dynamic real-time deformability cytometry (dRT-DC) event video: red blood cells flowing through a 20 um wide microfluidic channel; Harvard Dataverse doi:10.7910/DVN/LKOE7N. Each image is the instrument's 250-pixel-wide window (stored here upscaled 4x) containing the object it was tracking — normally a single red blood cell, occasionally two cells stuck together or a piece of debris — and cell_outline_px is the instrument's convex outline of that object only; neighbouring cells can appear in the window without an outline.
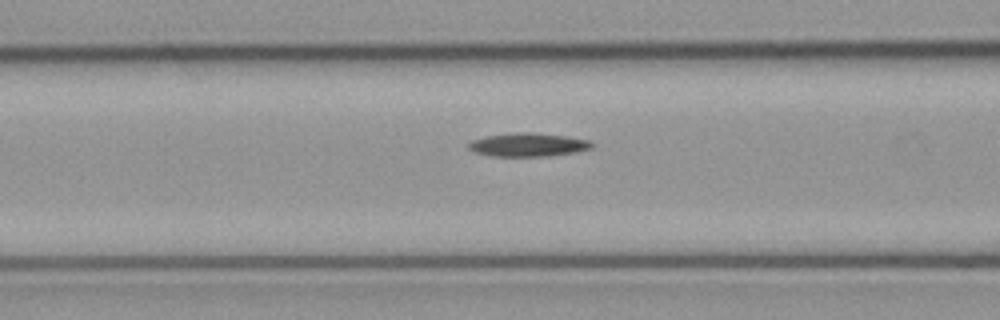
{"species": "common noctule bat (a hibernating species)", "species_latin": "Nyctalus noctula", "temperature_condition": "cold", "stored_images_in_passage": 28, "camera_frame_rate_fps": 3000, "um_per_image_px": 0.085, "animal": {"sex": "male", "body_mass_g": 23.1, "forearm_length_mm": 52.7}, "frame": {"image": 1, "passage_image": 17, "time_ms": 5.333, "image_size_px": [1000, 320], "cell_outline_px": [[592, 148], [576, 152], [548, 156], [492, 156], [476, 152], [468, 148], [468, 144], [472, 140], [484, 136], [516, 132], [536, 132], [568, 136], [588, 140], [592, 144]], "centroid_in_image_um": [44.89, 12.29], "position_along_channel_um": 121.7, "area_um2": 16.94}}
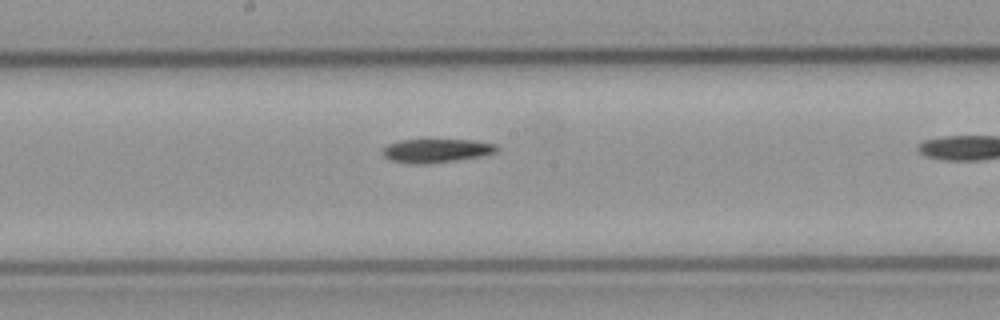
{"frame": {"image": 2, "passage_image": 24, "time_ms": 7.667, "image_size_px": [1000, 320], "cell_outline_px": [[496, 152], [480, 156], [452, 160], [420, 164], [408, 164], [392, 160], [384, 156], [380, 152], [388, 144], [400, 140], [472, 140], [496, 144]], "centroid_in_image_um": [37.03, 12.8], "position_along_channel_um": 211.2, "area_um2": 15.43}}
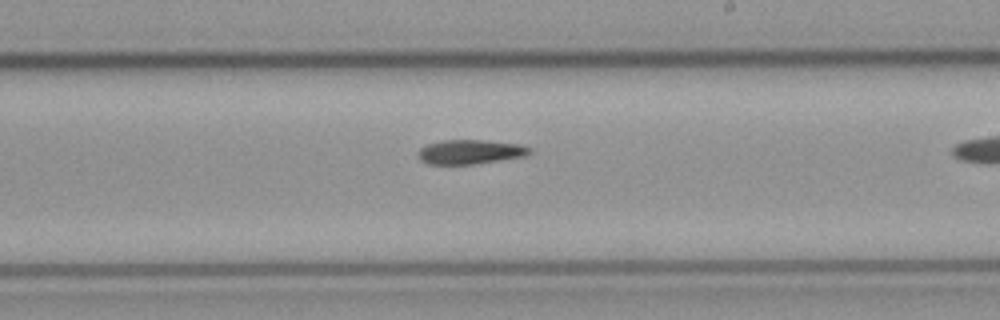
{"frame": {"image": 3, "passage_image": 27, "time_ms": 8.667, "image_size_px": [1000, 320], "cell_outline_px": [[532, 152], [524, 156], [476, 164], [428, 164], [420, 160], [420, 148], [424, 144], [444, 140], [484, 140], [520, 144], [532, 148]], "centroid_in_image_um": [39.98, 12.9], "position_along_channel_um": 249.0, "area_um2": 15.84}}